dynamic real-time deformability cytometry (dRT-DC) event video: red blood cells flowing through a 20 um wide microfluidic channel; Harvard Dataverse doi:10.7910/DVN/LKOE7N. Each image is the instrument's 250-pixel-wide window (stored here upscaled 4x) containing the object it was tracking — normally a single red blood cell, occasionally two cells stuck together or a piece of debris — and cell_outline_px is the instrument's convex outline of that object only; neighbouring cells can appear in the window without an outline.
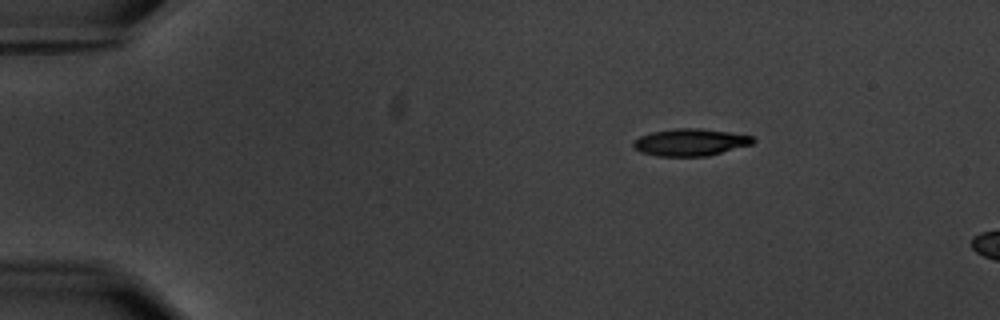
{"species": "common noctule bat (a hibernating species)", "species_latin": "Nyctalus noctula", "temperature_condition": "warm", "stored_images_in_passage": 50, "camera_frame_rate_fps": 3000, "um_per_image_px": 0.085, "animal": {"sex": "male", "body_mass_g": 20.1, "forearm_length_mm": 53.5}, "frame": {"image": 1, "passage_image": 1, "time_ms": 0.0, "image_size_px": [1000, 320], "cell_outline_px": [[756, 140], [752, 144], [708, 156], [656, 156], [640, 152], [632, 144], [632, 140], [640, 136], [652, 132], [676, 128], [700, 128], [728, 132], [752, 136]], "centroid_in_image_um": [58.66, 12.09], "position_along_channel_um": 26.3, "area_um2": 18.9}}
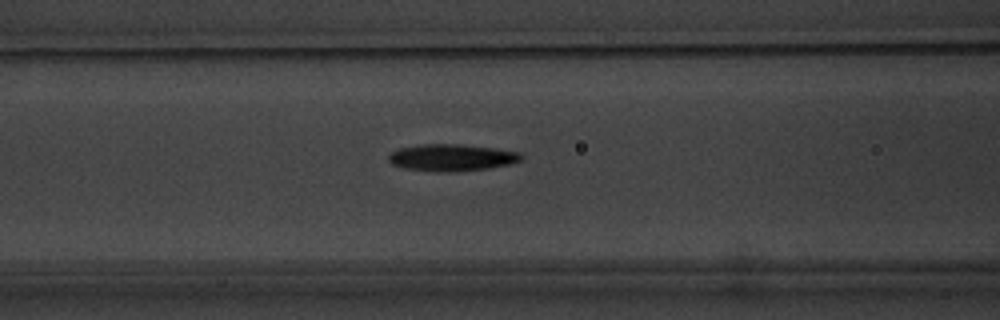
{"frame": {"image": 2, "passage_image": 16, "time_ms": 5.0, "image_size_px": [1000, 320], "cell_outline_px": [[524, 156], [520, 160], [508, 164], [488, 168], [456, 172], [436, 172], [404, 168], [392, 164], [388, 160], [388, 156], [392, 152], [400, 148], [420, 144], [460, 144], [492, 148], [520, 152]], "centroid_in_image_um": [38.37, 13.4], "position_along_channel_um": 128.2, "area_um2": 20.75}}
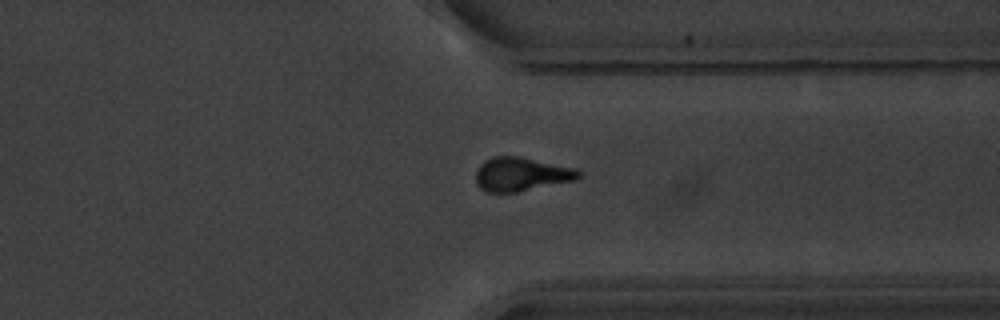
{"frame": {"image": 3, "passage_image": 36, "time_ms": 11.667, "image_size_px": [1000, 320], "cell_outline_px": [[580, 176], [576, 180], [516, 192], [484, 192], [476, 184], [476, 172], [480, 164], [484, 160], [492, 156], [520, 156], [576, 168], [580, 172]], "centroid_in_image_um": [44.28, 14.8], "position_along_channel_um": 367.1, "area_um2": 20.35}}